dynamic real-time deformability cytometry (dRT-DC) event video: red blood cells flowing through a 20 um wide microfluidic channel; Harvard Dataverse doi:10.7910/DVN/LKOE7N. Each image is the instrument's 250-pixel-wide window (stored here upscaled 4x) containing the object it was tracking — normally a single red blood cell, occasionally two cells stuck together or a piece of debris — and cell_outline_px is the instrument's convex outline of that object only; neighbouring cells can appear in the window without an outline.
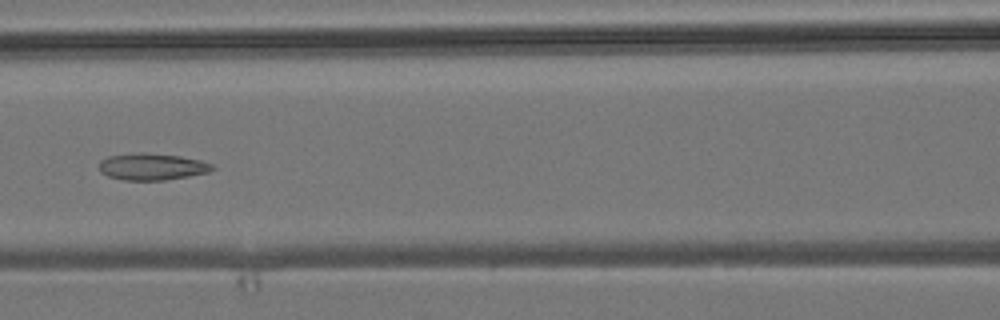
{"species": "common noctule bat (a hibernating species)", "species_latin": "Nyctalus noctula", "temperature_condition": "room temperature", "stored_images_in_passage": 6, "camera_frame_rate_fps": 3000, "um_per_image_px": 0.085, "animal": {"sex": "male", "body_mass_g": 19.2, "forearm_length_mm": 51.8}, "frame": {"image": 1, "passage_image": 6, "time_ms": 6.667, "image_size_px": [1000, 320], "cell_outline_px": [[216, 168], [208, 172], [188, 176], [164, 180], [124, 180], [108, 176], [100, 172], [100, 160], [108, 156], [140, 152], [144, 152], [180, 156], [200, 160], [212, 164]], "centroid_in_image_um": [12.91, 14.16], "position_along_channel_um": 153.7, "area_um2": 17.63}}